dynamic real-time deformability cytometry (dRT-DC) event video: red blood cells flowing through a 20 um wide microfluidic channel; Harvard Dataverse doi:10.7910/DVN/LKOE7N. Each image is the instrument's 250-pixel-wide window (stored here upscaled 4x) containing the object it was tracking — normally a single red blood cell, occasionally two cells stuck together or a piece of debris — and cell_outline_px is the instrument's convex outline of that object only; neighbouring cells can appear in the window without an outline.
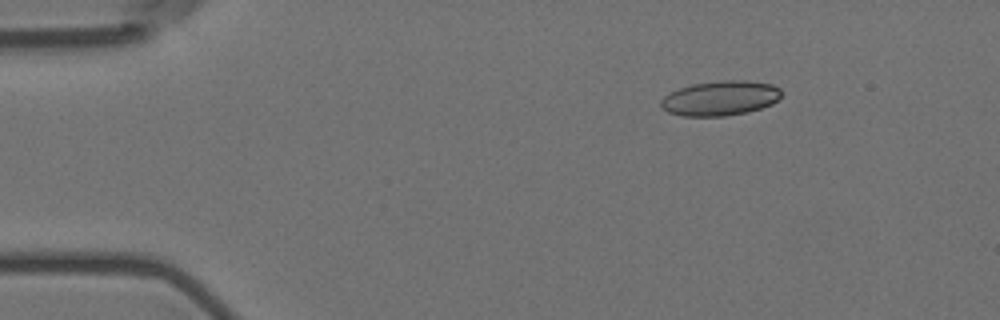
{"species": "Egyptian fruit bat (a non-hibernating species)", "species_latin": "Rousettus aegyptiacus", "temperature_condition": "room temperature", "stored_images_in_passage": 49, "camera_frame_rate_fps": 3000, "um_per_image_px": 0.085, "animal": {"sex": "female"}, "frame": {"image": 1, "passage_image": 1, "time_ms": 0.0, "image_size_px": [1000, 320], "cell_outline_px": [[780, 96], [772, 104], [748, 112], [724, 116], [680, 116], [668, 112], [660, 108], [660, 100], [668, 92], [692, 84], [720, 80], [748, 80], [772, 84], [780, 88]], "centroid_in_image_um": [61.18, 8.34], "position_along_channel_um": 23.8, "area_um2": 24.62}}
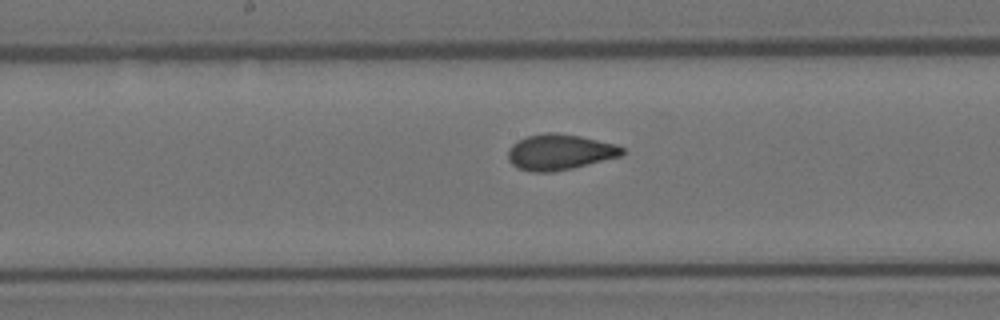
{"frame": {"image": 2, "passage_image": 22, "time_ms": 7.0, "image_size_px": [1000, 320], "cell_outline_px": [[624, 152], [620, 156], [572, 168], [552, 172], [532, 172], [516, 168], [508, 160], [508, 148], [512, 144], [528, 136], [548, 132], [556, 132], [580, 136], [616, 144], [624, 148]], "centroid_in_image_um": [47.55, 12.93], "position_along_channel_um": 200.7, "area_um2": 23.7}}
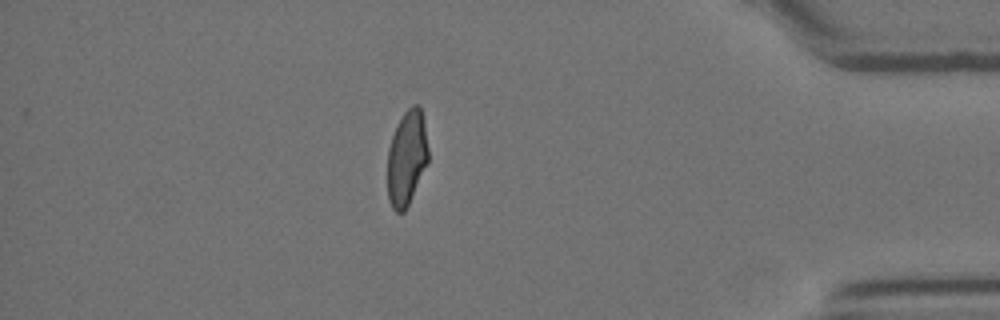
{"frame": {"image": 3, "passage_image": 42, "time_ms": 13.667, "image_size_px": [1000, 320], "cell_outline_px": [[428, 160], [408, 204], [404, 212], [396, 212], [392, 208], [388, 200], [388, 148], [392, 136], [404, 112], [412, 104], [416, 104], [420, 108], [424, 120], [428, 148]], "centroid_in_image_um": [34.57, 13.42], "position_along_channel_um": 400.6, "area_um2": 22.2}, "authors_computed_cell_mechanics": {"area_um2": 23.5824, "velocity_mm_per_s": 3.5855, "shape_relaxation_time_tau1_ms": 11.2284, "shape_relaxation_time_tau2_ms": 1.1083, "deformation_change_tau1": 0.2355, "deformation_change_tau2": 0.0506}}